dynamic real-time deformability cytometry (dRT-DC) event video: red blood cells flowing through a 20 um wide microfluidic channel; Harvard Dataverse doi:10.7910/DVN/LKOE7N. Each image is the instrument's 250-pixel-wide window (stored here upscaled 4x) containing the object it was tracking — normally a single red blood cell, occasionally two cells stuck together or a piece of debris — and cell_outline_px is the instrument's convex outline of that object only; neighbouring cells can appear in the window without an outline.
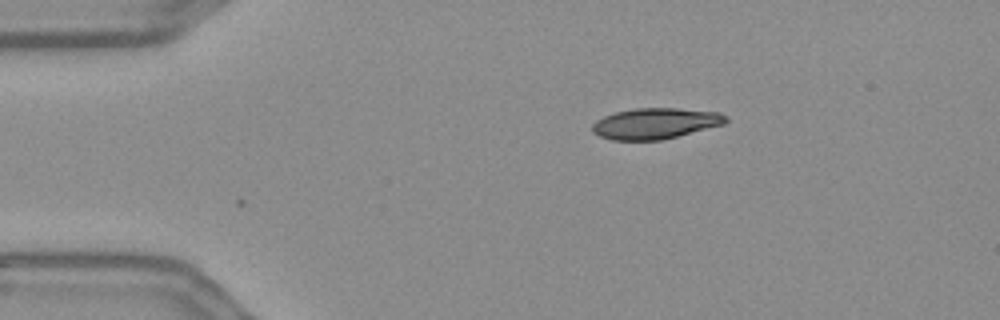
{"species": "Egyptian fruit bat (a non-hibernating species)", "species_latin": "Rousettus aegyptiacus", "temperature_condition": "warm", "stored_images_in_passage": 2, "camera_frame_rate_fps": 3000, "um_per_image_px": 0.085, "frame": {"image": 1, "passage_image": 2, "time_ms": 0.333, "image_size_px": [1000, 320], "cell_outline_px": [[728, 120], [724, 124], [660, 140], [612, 140], [600, 136], [592, 132], [592, 124], [596, 120], [604, 116], [616, 112], [636, 108], [676, 108], [720, 112], [728, 116]], "centroid_in_image_um": [55.7, 10.49], "position_along_channel_um": 29.3, "area_um2": 23.93}}